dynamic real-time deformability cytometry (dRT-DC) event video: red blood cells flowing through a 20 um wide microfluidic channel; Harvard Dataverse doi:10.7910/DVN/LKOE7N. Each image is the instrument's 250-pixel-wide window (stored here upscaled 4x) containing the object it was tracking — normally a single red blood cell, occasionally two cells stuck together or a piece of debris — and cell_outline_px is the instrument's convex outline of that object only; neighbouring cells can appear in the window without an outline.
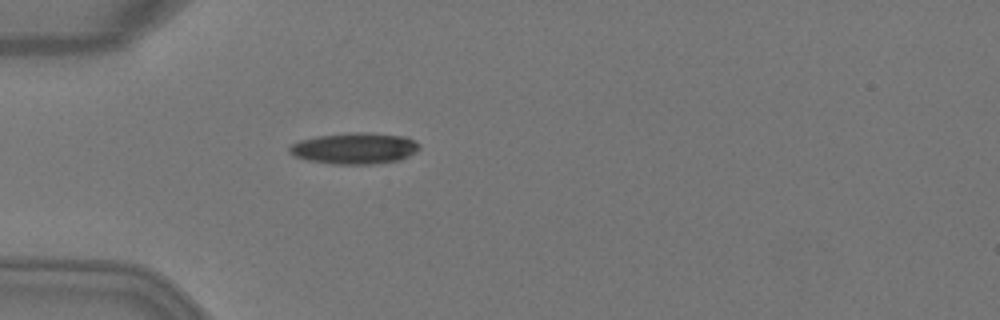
{"species": "Egyptian fruit bat (a non-hibernating species)", "species_latin": "Rousettus aegyptiacus", "temperature_condition": "warm", "stored_images_in_passage": 1, "camera_frame_rate_fps": 3000, "um_per_image_px": 0.085, "animal": {"sex": "female"}, "frame": {"image": 1, "passage_image": 1, "time_ms": 0.0, "image_size_px": [1000, 320], "cell_outline_px": [[420, 148], [416, 152], [400, 160], [376, 164], [332, 164], [308, 160], [296, 156], [288, 152], [288, 148], [292, 144], [300, 140], [316, 136], [352, 132], [368, 132], [404, 136], [420, 144]], "centroid_in_image_um": [30.15, 12.61], "position_along_channel_um": 54.8, "area_um2": 23.76}}